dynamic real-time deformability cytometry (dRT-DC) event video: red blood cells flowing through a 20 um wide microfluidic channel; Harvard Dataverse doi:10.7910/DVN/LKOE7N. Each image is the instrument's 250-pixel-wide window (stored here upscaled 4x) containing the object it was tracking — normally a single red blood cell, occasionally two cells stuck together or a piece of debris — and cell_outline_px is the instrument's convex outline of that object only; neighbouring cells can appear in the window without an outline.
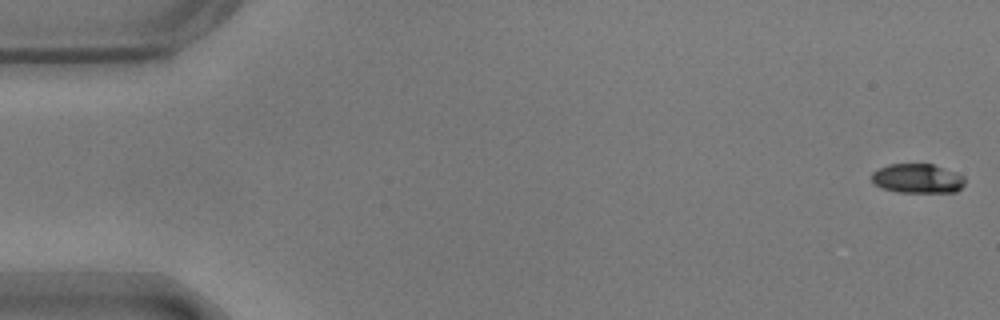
{"species": "common noctule bat (a hibernating species)", "species_latin": "Nyctalus noctula", "temperature_condition": "warm", "stored_images_in_passage": 52, "camera_frame_rate_fps": 3000, "um_per_image_px": 0.085, "animal": {"sex": "male", "body_mass_g": 17.9}, "frame": {"image": 1, "passage_image": 1, "time_ms": 0.0, "image_size_px": [1000, 320], "cell_outline_px": [[964, 184], [956, 192], [896, 192], [872, 184], [872, 172], [888, 164], [932, 164], [964, 176]], "centroid_in_image_um": [77.96, 15.18], "position_along_channel_um": 7.0, "area_um2": 15.84}}
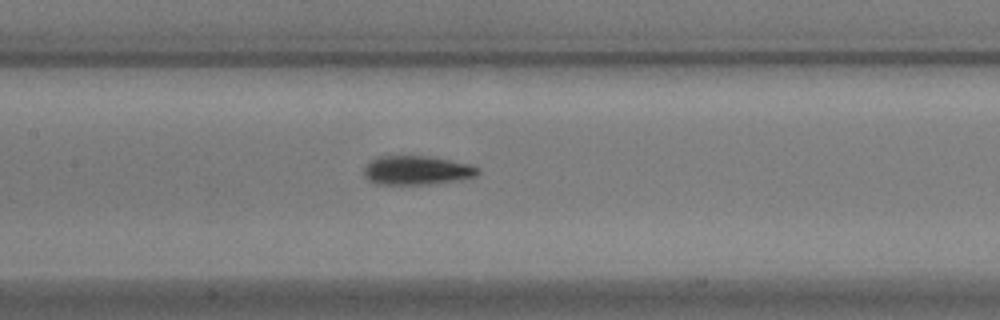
{"frame": {"image": 2, "passage_image": 26, "time_ms": 8.333, "image_size_px": [1000, 320], "cell_outline_px": [[480, 172], [476, 176], [460, 180], [428, 184], [376, 184], [368, 180], [364, 176], [364, 168], [372, 160], [380, 156], [432, 156], [472, 164], [480, 168]], "centroid_in_image_um": [35.48, 14.47], "position_along_channel_um": 171.9, "area_um2": 19.42}}
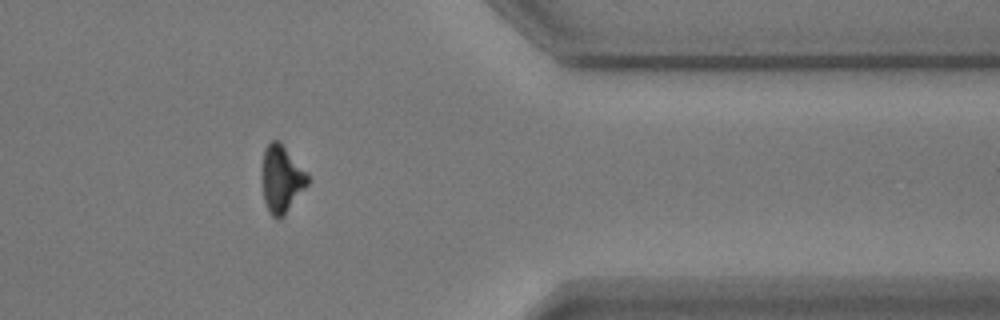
{"frame": {"image": 3, "passage_image": 45, "time_ms": 14.667, "image_size_px": [1000, 320], "cell_outline_px": [[308, 184], [284, 216], [280, 220], [276, 220], [268, 212], [264, 200], [260, 180], [260, 168], [264, 148], [272, 140], [280, 140], [308, 172]], "centroid_in_image_um": [23.89, 15.2], "position_along_channel_um": 387.5, "area_um2": 18.73}}